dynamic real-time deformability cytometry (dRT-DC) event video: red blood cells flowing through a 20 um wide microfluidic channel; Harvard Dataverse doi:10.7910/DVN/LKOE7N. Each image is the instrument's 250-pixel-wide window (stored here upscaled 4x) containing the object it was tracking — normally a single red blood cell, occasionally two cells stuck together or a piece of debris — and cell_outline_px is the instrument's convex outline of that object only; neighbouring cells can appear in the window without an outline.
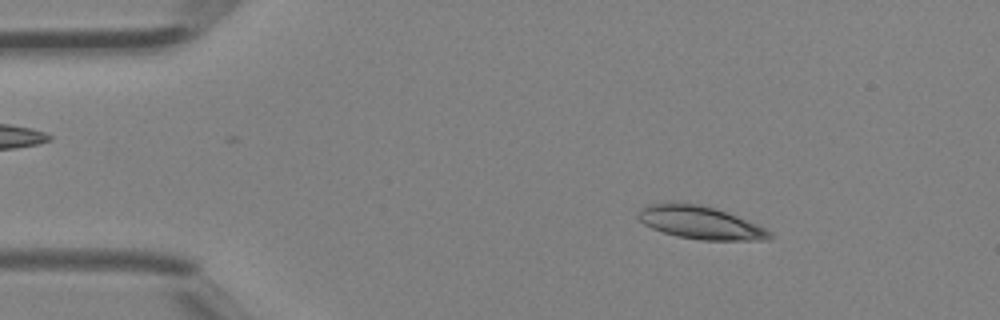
{"species": "Egyptian fruit bat (a non-hibernating species)", "species_latin": "Rousettus aegyptiacus", "temperature_condition": "room temperature", "stored_images_in_passage": 41, "camera_frame_rate_fps": 3000, "um_per_image_px": 0.085, "animal": {"sex": "female"}, "frame": {"image": 1, "passage_image": 6, "time_ms": 1.667, "image_size_px": [1000, 320], "cell_outline_px": [[772, 236], [768, 240], [700, 240], [676, 236], [652, 228], [644, 224], [636, 216], [640, 208], [648, 204], [696, 204], [716, 208], [756, 224], [772, 232]], "centroid_in_image_um": [59.52, 18.94], "position_along_channel_um": 25.5, "area_um2": 24.74}}
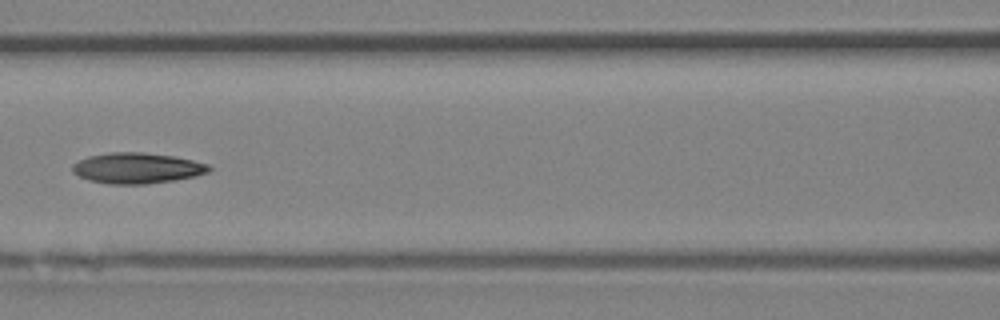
{"frame": {"image": 2, "passage_image": 18, "time_ms": 5.667, "image_size_px": [1000, 320], "cell_outline_px": [[212, 168], [208, 172], [196, 176], [176, 180], [148, 184], [108, 184], [88, 180], [72, 172], [72, 164], [88, 156], [108, 152], [140, 152], [172, 156], [192, 160], [208, 164]], "centroid_in_image_um": [11.64, 14.29], "position_along_channel_um": 155.0, "area_um2": 24.51}}
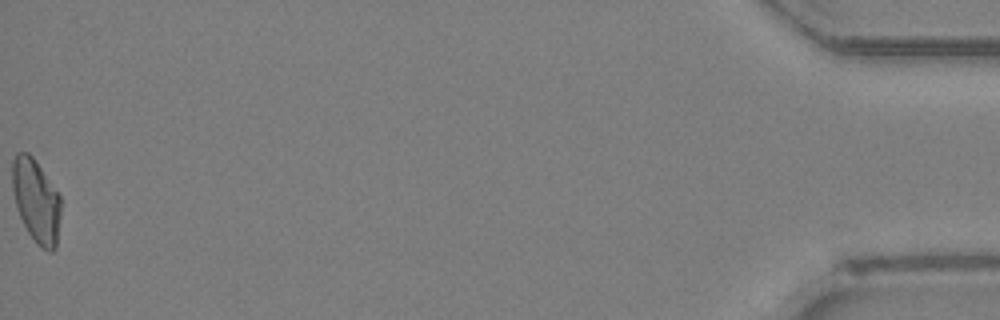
{"frame": {"image": 3, "passage_image": 41, "time_ms": 13.333, "image_size_px": [1000, 320], "cell_outline_px": [[60, 216], [56, 248], [52, 252], [48, 252], [36, 244], [28, 232], [16, 208], [12, 188], [12, 160], [16, 152], [28, 152], [32, 156], [60, 196]], "centroid_in_image_um": [3.06, 17.08], "position_along_channel_um": 432.1, "area_um2": 23.52}}